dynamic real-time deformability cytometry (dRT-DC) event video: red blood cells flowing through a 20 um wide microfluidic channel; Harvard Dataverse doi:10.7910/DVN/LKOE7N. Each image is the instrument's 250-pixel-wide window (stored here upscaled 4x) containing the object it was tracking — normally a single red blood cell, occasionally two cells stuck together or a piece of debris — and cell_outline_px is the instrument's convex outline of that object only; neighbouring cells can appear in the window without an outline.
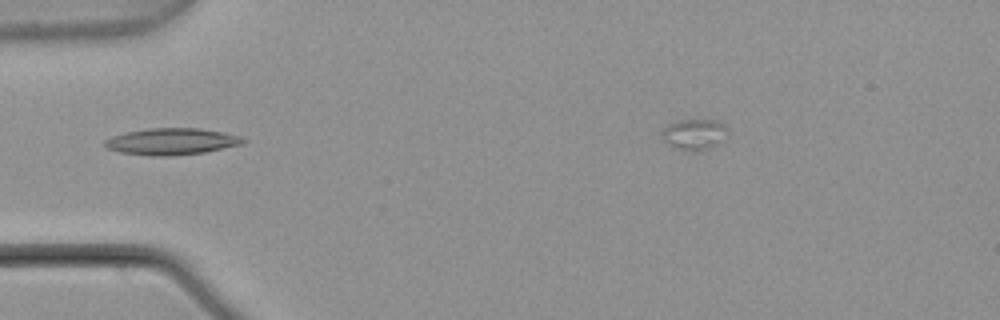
{"species": "common noctule bat (a hibernating species)", "species_latin": "Nyctalus noctula", "temperature_condition": "warm", "stored_images_in_passage": 4, "camera_frame_rate_fps": 3000, "um_per_image_px": 0.085, "animal": {"sex": "male", "body_mass_g": 21.5, "forearm_length_mm": 52.0}, "frame": {"image": 1, "passage_image": 2, "time_ms": 0.333, "image_size_px": [1000, 320], "cell_outline_px": [[248, 140], [240, 144], [204, 152], [168, 156], [152, 156], [120, 152], [108, 148], [104, 144], [104, 140], [112, 136], [128, 132], [148, 128], [200, 128], [240, 136]], "centroid_in_image_um": [14.56, 12.02], "position_along_channel_um": 70.4, "area_um2": 21.15}}
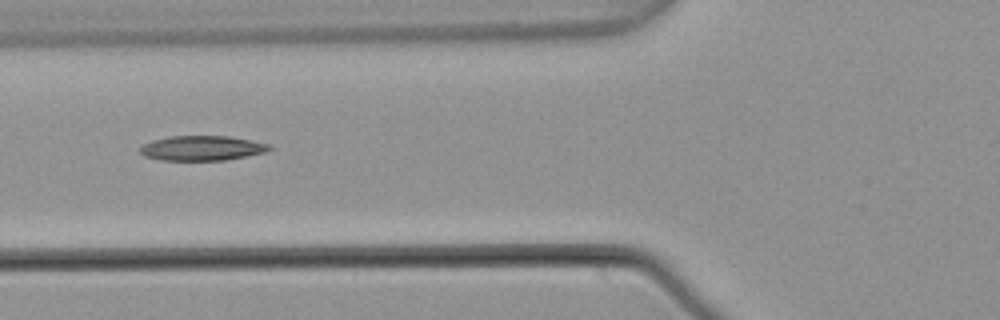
{"frame": {"image": 2, "passage_image": 3, "time_ms": 0.667, "image_size_px": [1000, 320], "cell_outline_px": [[272, 148], [264, 152], [248, 156], [224, 160], [160, 160], [144, 156], [140, 152], [140, 148], [144, 144], [152, 140], [172, 136], [228, 136], [252, 140], [272, 144]], "centroid_in_image_um": [17.2, 12.59], "position_along_channel_um": 108.6, "area_um2": 18.73}}
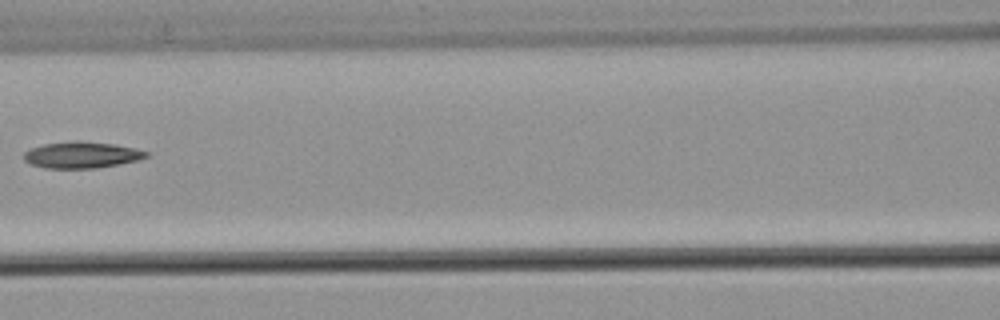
{"frame": {"image": 3, "passage_image": 4, "time_ms": 1.0, "image_size_px": [1000, 320], "cell_outline_px": [[148, 156], [140, 160], [96, 168], [44, 168], [32, 164], [24, 160], [24, 152], [32, 148], [44, 144], [76, 140], [116, 144], [136, 148], [148, 152]], "centroid_in_image_um": [6.97, 13.16], "position_along_channel_um": 159.6, "area_um2": 18.84}}